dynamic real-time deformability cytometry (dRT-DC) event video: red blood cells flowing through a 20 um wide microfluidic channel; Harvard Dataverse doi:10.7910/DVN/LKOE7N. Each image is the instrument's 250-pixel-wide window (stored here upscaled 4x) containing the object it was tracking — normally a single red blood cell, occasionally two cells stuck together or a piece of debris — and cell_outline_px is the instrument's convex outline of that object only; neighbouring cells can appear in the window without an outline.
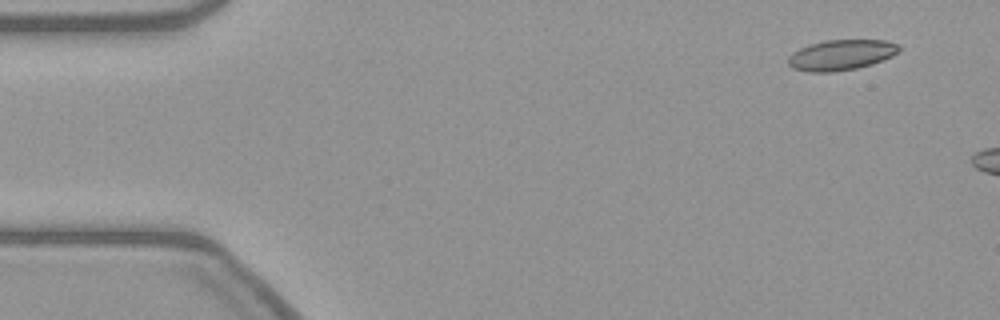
{"species": "common noctule bat (a hibernating species)", "species_latin": "Nyctalus noctula", "temperature_condition": "warm", "stored_images_in_passage": 6, "camera_frame_rate_fps": 3000, "um_per_image_px": 0.085, "animal": {"sex": "female", "body_mass_g": 21.9}, "frame": {"image": 1, "passage_image": 1, "time_ms": 0.0, "image_size_px": [1000, 320], "cell_outline_px": [[900, 52], [892, 56], [872, 64], [856, 68], [832, 72], [808, 72], [792, 68], [788, 64], [788, 56], [792, 52], [808, 44], [824, 40], [884, 40], [896, 44], [900, 48]], "centroid_in_image_um": [71.46, 4.67], "position_along_channel_um": 13.5, "area_um2": 19.77}}